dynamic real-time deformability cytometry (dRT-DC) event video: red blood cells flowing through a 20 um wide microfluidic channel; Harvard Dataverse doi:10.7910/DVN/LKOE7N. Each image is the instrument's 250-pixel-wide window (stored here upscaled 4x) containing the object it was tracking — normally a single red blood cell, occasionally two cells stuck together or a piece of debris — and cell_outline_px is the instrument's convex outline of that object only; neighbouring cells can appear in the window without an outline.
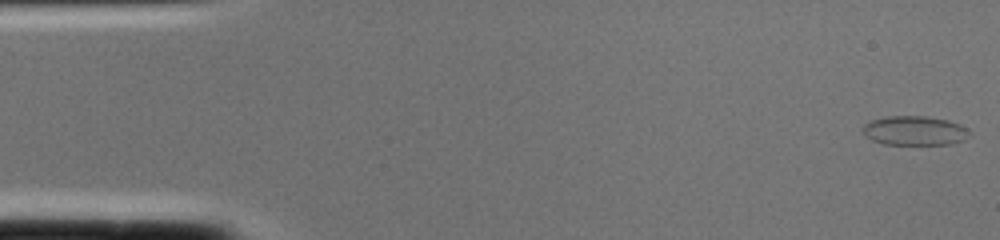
{"species": "common noctule bat (a hibernating species)", "species_latin": "Nyctalus noctula", "temperature_condition": "cold", "stored_images_in_passage": 3, "camera_frame_rate_fps": 3000, "um_per_image_px": 0.085, "animal": {"sex": "female", "body_mass_g": 22.0, "forearm_length_mm": 56.7}, "frame": {"image": 1, "passage_image": 1, "time_ms": 0.0, "image_size_px": [1000, 240], "cell_outline_px": [[972, 132], [964, 140], [952, 144], [884, 144], [872, 140], [864, 136], [864, 124], [872, 120], [888, 116], [924, 116], [948, 120], [960, 124], [968, 128]], "centroid_in_image_um": [77.78, 11.11], "position_along_channel_um": 7.2, "area_um2": 18.26}}
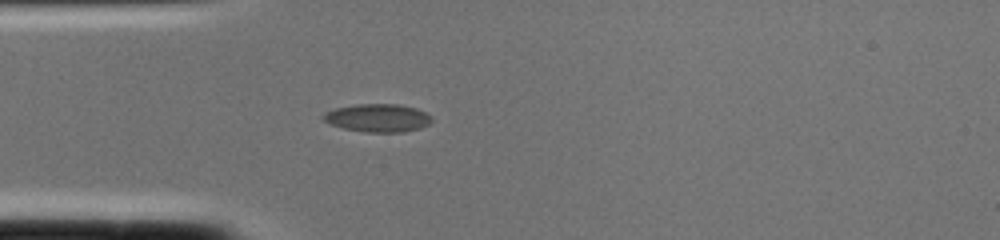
{"frame": {"image": 2, "passage_image": 2, "time_ms": 0.333, "image_size_px": [1000, 240], "cell_outline_px": [[432, 120], [428, 124], [420, 128], [404, 132], [364, 132], [344, 128], [328, 124], [320, 116], [324, 112], [336, 108], [356, 104], [396, 104], [416, 108], [432, 116]], "centroid_in_image_um": [32.08, 10.02], "position_along_channel_um": 52.9, "area_um2": 17.8}}